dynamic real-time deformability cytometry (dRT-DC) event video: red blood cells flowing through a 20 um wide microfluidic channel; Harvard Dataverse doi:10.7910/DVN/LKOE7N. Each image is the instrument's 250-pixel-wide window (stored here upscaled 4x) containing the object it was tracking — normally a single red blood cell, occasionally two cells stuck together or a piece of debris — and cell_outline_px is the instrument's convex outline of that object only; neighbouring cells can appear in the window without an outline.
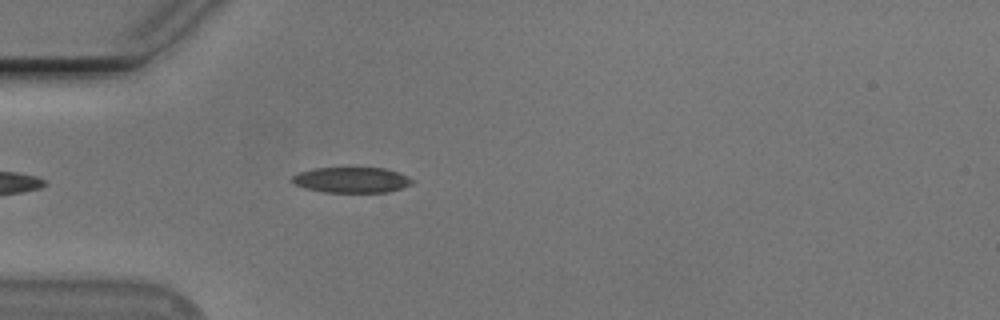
{"species": "Egyptian fruit bat (a non-hibernating species)", "species_latin": "Rousettus aegyptiacus", "temperature_condition": "cold", "stored_images_in_passage": 43, "camera_frame_rate_fps": 3000, "um_per_image_px": 0.085, "animal": {"sex": "male"}, "frame": {"image": 1, "passage_image": 5, "time_ms": 1.333, "image_size_px": [1000, 320], "cell_outline_px": [[412, 184], [388, 192], [324, 192], [304, 188], [296, 184], [292, 180], [292, 176], [300, 172], [316, 168], [384, 168], [408, 176], [412, 180]], "centroid_in_image_um": [29.88, 15.3], "position_along_channel_um": 55.1, "area_um2": 17.63}}
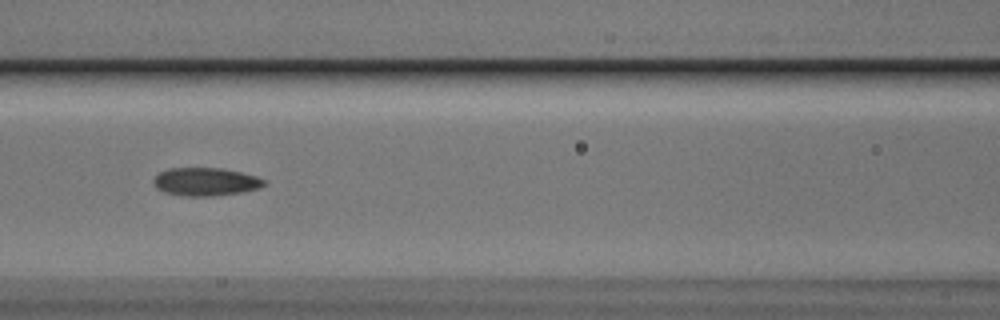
{"frame": {"image": 2, "passage_image": 13, "time_ms": 4.0, "image_size_px": [1000, 320], "cell_outline_px": [[268, 184], [260, 188], [244, 192], [212, 196], [184, 196], [164, 192], [156, 188], [152, 184], [152, 180], [160, 172], [168, 168], [224, 168], [256, 176], [264, 180]], "centroid_in_image_um": [17.48, 15.45], "position_along_channel_um": 149.1, "area_um2": 18.32}}
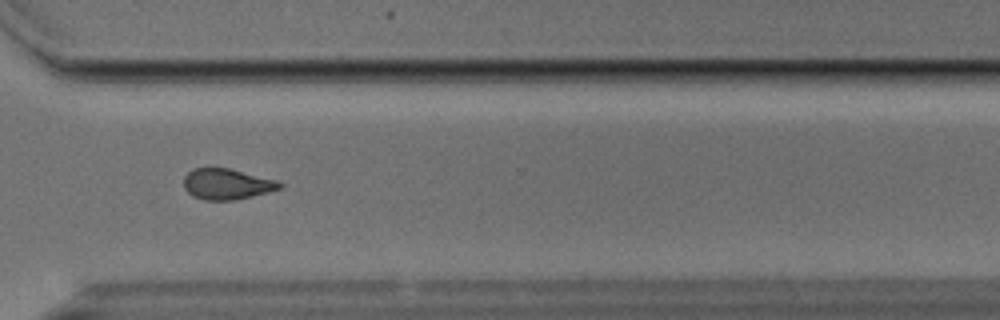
{"frame": {"image": 3, "passage_image": 29, "time_ms": 9.333, "image_size_px": [1000, 320], "cell_outline_px": [[284, 184], [280, 188], [268, 192], [232, 200], [204, 200], [192, 196], [184, 188], [184, 176], [192, 168], [228, 168], [276, 180]], "centroid_in_image_um": [19.24, 15.64], "position_along_channel_um": 351.4, "area_um2": 17.05}, "authors_computed_cell_mechanics": {"area_um2": 17.6868, "velocity_mm_per_s": 3.7985, "shape_relaxation_time_tau1_ms": null, "shape_relaxation_time_tau2_ms": 3.125, "deformation_change_tau1": null, "deformation_change_tau2": 0.0985}}